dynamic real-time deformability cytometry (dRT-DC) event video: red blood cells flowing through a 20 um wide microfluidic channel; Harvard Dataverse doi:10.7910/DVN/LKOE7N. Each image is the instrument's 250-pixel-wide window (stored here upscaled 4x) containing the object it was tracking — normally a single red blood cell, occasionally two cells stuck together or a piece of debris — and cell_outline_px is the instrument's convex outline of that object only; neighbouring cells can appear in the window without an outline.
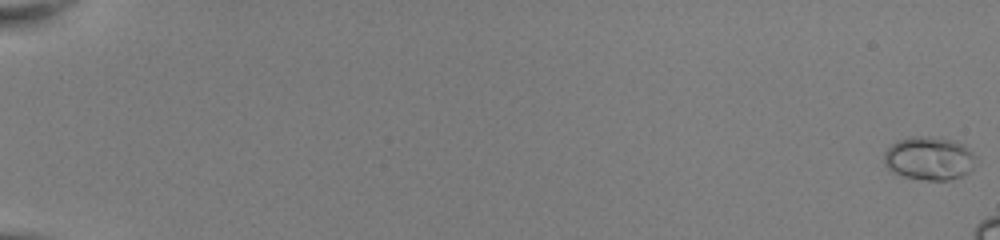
{"species": "common noctule bat (a hibernating species)", "species_latin": "Nyctalus noctula", "temperature_condition": "room temperature", "stored_images_in_passage": 15, "camera_frame_rate_fps": 3000, "um_per_image_px": 0.085, "animal": {"sex": "female", "body_mass_g": 22.0, "forearm_length_mm": 56.7}, "frame": {"image": 1, "passage_image": 1, "time_ms": 0.0, "image_size_px": [1000, 240], "cell_outline_px": [[976, 156], [972, 168], [964, 176], [948, 180], [924, 180], [904, 176], [892, 172], [884, 164], [884, 152], [896, 140], [908, 136], [920, 136], [948, 140], [960, 144], [972, 152]], "centroid_in_image_um": [78.93, 13.48], "position_along_channel_um": 6.1, "area_um2": 23.0}}